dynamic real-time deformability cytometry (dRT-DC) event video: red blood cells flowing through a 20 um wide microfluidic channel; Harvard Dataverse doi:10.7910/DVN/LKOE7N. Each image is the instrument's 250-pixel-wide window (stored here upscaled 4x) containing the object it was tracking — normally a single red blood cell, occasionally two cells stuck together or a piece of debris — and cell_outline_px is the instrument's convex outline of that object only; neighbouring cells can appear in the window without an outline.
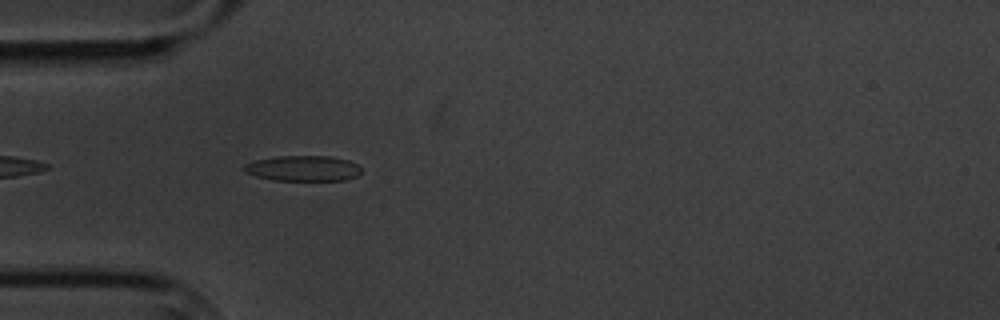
{"species": "common noctule bat (a hibernating species)", "species_latin": "Nyctalus noctula", "temperature_condition": "cold", "stored_images_in_passage": 3, "camera_frame_rate_fps": 3000, "um_per_image_px": 0.085, "animal": {"sex": "male", "body_mass_g": 20.1, "forearm_length_mm": 53.5}, "frame": {"image": 1, "passage_image": 3, "time_ms": 2.667, "image_size_px": [1000, 320], "cell_outline_px": [[360, 172], [356, 176], [344, 180], [276, 180], [256, 176], [244, 172], [244, 164], [256, 160], [276, 156], [328, 156], [348, 160], [356, 164], [360, 168]], "centroid_in_image_um": [25.74, 14.3], "position_along_channel_um": 59.3, "area_um2": 17.22}}